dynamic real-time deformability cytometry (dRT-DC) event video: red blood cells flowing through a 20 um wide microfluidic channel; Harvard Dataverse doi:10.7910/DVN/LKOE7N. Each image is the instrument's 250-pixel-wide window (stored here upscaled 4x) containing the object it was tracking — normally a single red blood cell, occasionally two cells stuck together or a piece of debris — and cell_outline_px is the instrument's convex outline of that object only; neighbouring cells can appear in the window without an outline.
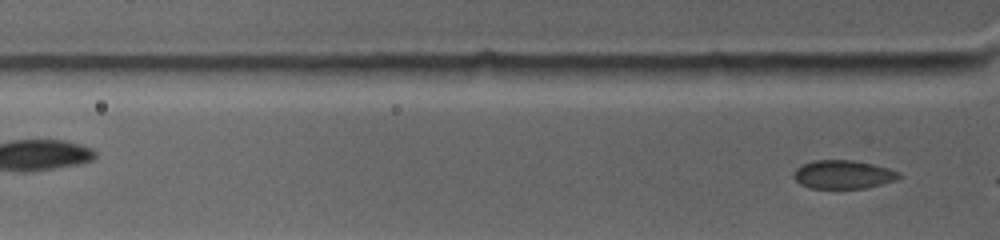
{"species": "common noctule bat (a hibernating species)", "species_latin": "Nyctalus noctula", "temperature_condition": "warm", "stored_images_in_passage": 5, "segment_of_instrument_passage": [2, 2], "camera_frame_rate_fps": 4500, "um_per_image_px": 0.085, "animal": {"sex": "female", "body_mass_g": 19.0, "forearm_length_mm": 53.3}, "frame": {"image": 1, "passage_image": 5, "time_ms": 4.222, "image_size_px": [1000, 240], "cell_outline_px": [[904, 176], [896, 180], [864, 188], [808, 188], [800, 184], [792, 176], [792, 172], [800, 164], [812, 160], [852, 160], [872, 164], [888, 168], [900, 172]], "centroid_in_image_um": [71.63, 14.82], "position_along_channel_um": 54.2, "area_um2": 17.69}}